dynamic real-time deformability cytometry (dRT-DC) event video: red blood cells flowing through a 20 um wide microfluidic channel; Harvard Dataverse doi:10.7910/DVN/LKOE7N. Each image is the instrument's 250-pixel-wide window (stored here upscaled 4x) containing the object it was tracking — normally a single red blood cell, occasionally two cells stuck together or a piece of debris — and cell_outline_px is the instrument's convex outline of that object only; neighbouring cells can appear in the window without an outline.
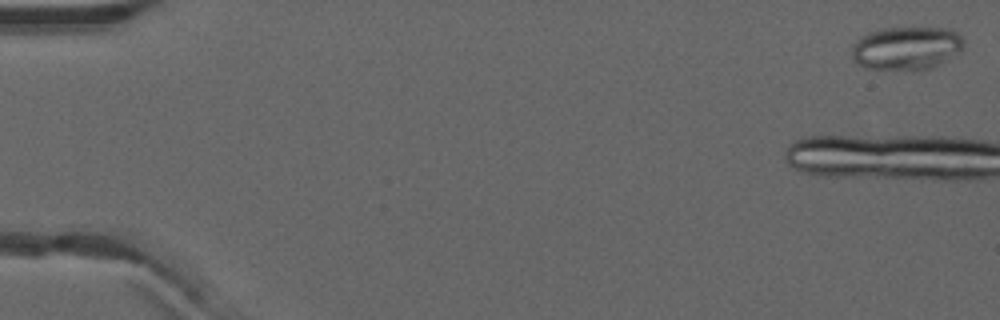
{"species": "common noctule bat (a hibernating species)", "species_latin": "Nyctalus noctula", "temperature_condition": "warm", "stored_images_in_passage": 13, "camera_frame_rate_fps": 3000, "um_per_image_px": 0.085, "animal": {"sex": "male", "forearm_length_mm": 52.5}, "frame": {"image": 1, "passage_image": 1, "time_ms": 0.0, "image_size_px": [1000, 320], "cell_outline_px": [[964, 44], [956, 52], [932, 68], [864, 68], [856, 64], [852, 60], [852, 48], [856, 40], [860, 36], [868, 32], [880, 28], [952, 28], [964, 36]], "centroid_in_image_um": [77.0, 4.04], "position_along_channel_um": 8.0, "area_um2": 27.92}}